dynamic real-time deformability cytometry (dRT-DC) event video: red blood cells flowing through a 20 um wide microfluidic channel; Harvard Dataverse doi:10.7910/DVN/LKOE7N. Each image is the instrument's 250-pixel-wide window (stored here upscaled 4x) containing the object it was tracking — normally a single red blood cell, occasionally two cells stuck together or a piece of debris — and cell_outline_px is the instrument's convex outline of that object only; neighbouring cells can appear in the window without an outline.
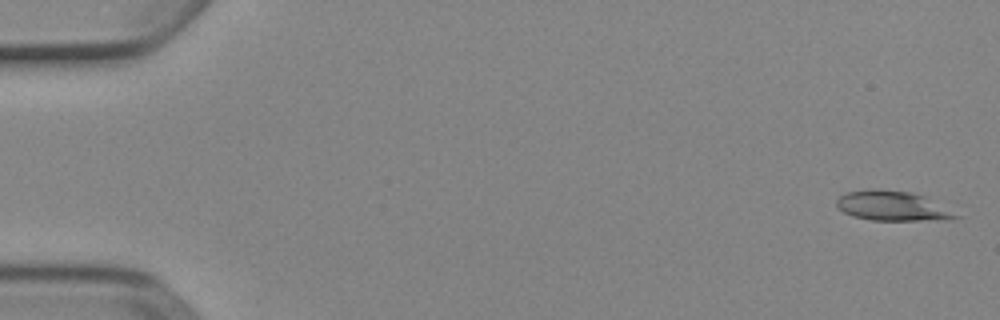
{"species": "Egyptian fruit bat (a non-hibernating species)", "species_latin": "Rousettus aegyptiacus", "temperature_condition": "cold", "stored_images_in_passage": 5, "camera_frame_rate_fps": 3000, "um_per_image_px": 0.085, "animal": {"sex": "female"}, "frame": {"image": 1, "passage_image": 1, "time_ms": 0.0, "image_size_px": [1000, 320], "cell_outline_px": [[960, 216], [948, 220], [872, 220], [852, 216], [844, 212], [836, 204], [836, 200], [840, 196], [848, 192], [880, 188], [912, 192], [924, 196]], "centroid_in_image_um": [75.83, 17.5], "position_along_channel_um": 9.2, "area_um2": 20.4}}
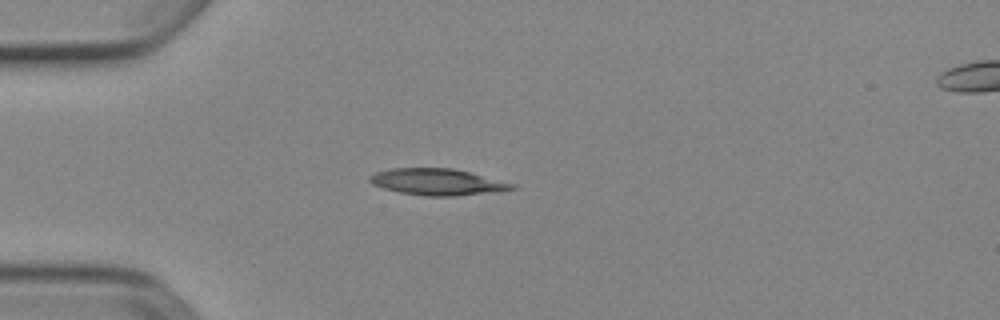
{"frame": {"image": 2, "passage_image": 4, "time_ms": 1.0, "image_size_px": [1000, 320], "cell_outline_px": [[520, 188], [500, 192], [456, 196], [424, 196], [400, 192], [384, 188], [372, 184], [368, 180], [368, 176], [376, 172], [392, 168], [452, 168], [516, 184]], "centroid_in_image_um": [37.23, 15.48], "position_along_channel_um": 47.8, "area_um2": 22.14}}